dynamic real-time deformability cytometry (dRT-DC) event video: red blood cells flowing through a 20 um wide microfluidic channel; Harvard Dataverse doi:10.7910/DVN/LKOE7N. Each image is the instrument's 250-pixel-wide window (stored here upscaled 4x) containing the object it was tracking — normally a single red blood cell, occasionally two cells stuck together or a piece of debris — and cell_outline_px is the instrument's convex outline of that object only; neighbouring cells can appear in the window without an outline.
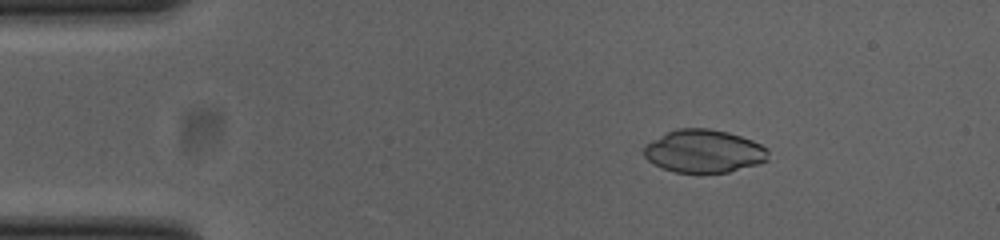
{"species": "common noctule bat (a hibernating species)", "species_latin": "Nyctalus noctula", "temperature_condition": "cold", "stored_images_in_passage": 47, "camera_frame_rate_fps": 3000, "um_per_image_px": 0.085, "animal": {"sex": "female", "body_mass_g": 23.0, "forearm_length_mm": 53.4}, "frame": {"image": 1, "passage_image": 3, "time_ms": 0.667, "image_size_px": [1000, 240], "cell_outline_px": [[768, 160], [760, 164], [728, 172], [676, 172], [652, 164], [644, 156], [644, 144], [676, 128], [708, 128], [728, 132], [752, 140], [768, 148]], "centroid_in_image_um": [59.84, 12.85], "position_along_channel_um": 25.2, "area_um2": 31.15}}